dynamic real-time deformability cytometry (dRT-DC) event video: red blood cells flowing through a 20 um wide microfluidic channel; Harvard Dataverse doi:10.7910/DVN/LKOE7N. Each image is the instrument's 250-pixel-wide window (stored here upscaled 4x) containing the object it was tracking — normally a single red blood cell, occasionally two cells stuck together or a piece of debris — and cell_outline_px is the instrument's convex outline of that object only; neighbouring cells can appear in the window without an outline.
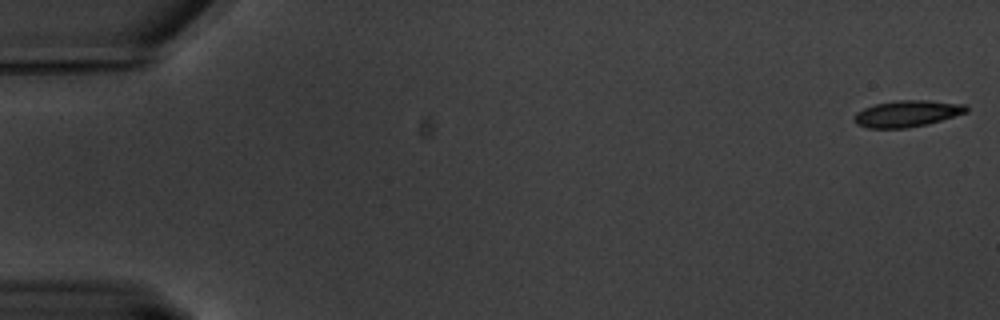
{"species": "common noctule bat (a hibernating species)", "species_latin": "Nyctalus noctula", "temperature_condition": "warm", "stored_images_in_passage": 61, "camera_frame_rate_fps": 3000, "um_per_image_px": 0.085, "animal": {"sex": "male", "body_mass_g": 20.1, "forearm_length_mm": 53.5}, "frame": {"image": 1, "passage_image": 1, "time_ms": 0.0, "image_size_px": [1000, 320], "cell_outline_px": [[968, 112], [928, 124], [908, 128], [868, 128], [856, 124], [852, 120], [856, 112], [864, 108], [876, 104], [896, 100], [928, 100], [968, 104]], "centroid_in_image_um": [77.12, 9.65], "position_along_channel_um": 7.9, "area_um2": 17.51}}
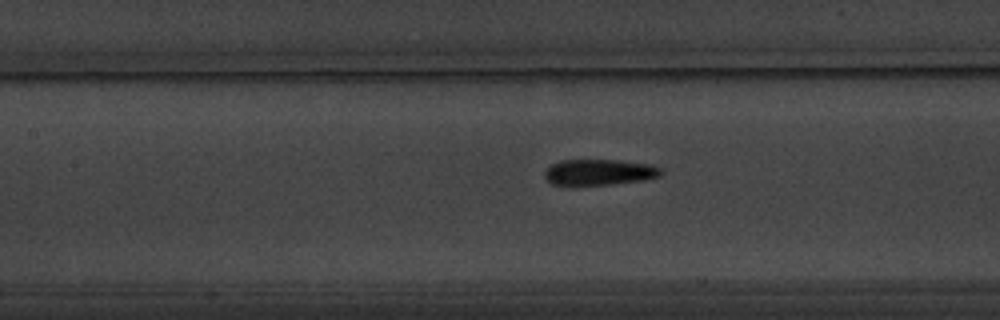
{"frame": {"image": 2, "passage_image": 28, "time_ms": 9.0, "image_size_px": [1000, 320], "cell_outline_px": [[664, 172], [660, 176], [644, 180], [572, 188], [568, 188], [552, 184], [544, 176], [544, 172], [552, 164], [560, 160], [620, 160], [648, 164], [660, 168]], "centroid_in_image_um": [50.87, 14.67], "position_along_channel_um": 156.5, "area_um2": 18.15}}
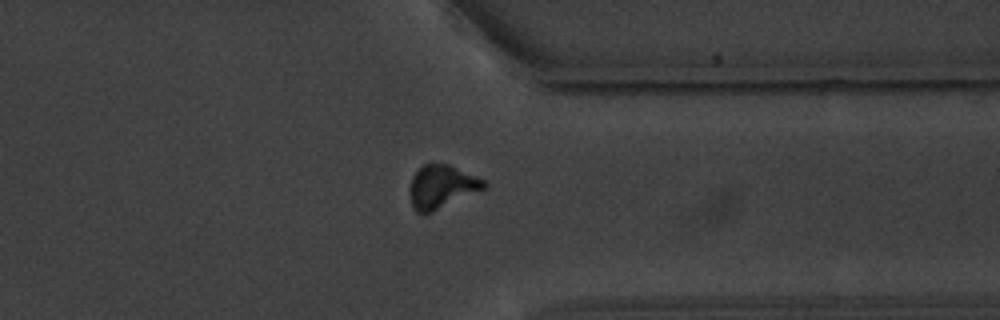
{"frame": {"image": 3, "passage_image": 48, "time_ms": 15.667, "image_size_px": [1000, 320], "cell_outline_px": [[488, 188], [432, 212], [416, 212], [412, 204], [412, 176], [424, 164], [448, 164], [476, 176], [484, 180], [488, 184]], "centroid_in_image_um": [37.62, 15.87], "position_along_channel_um": 373.8, "area_um2": 18.32}, "authors_computed_cell_mechanics": {"area_um2": 17.629, "velocity_mm_per_s": 3.296, "shape_relaxation_time_tau1_ms": 4.8569, "shape_relaxation_time_tau2_ms": 2.8648, "deformation_change_tau1": 0.1442, "deformation_change_tau2": 0.0713}}